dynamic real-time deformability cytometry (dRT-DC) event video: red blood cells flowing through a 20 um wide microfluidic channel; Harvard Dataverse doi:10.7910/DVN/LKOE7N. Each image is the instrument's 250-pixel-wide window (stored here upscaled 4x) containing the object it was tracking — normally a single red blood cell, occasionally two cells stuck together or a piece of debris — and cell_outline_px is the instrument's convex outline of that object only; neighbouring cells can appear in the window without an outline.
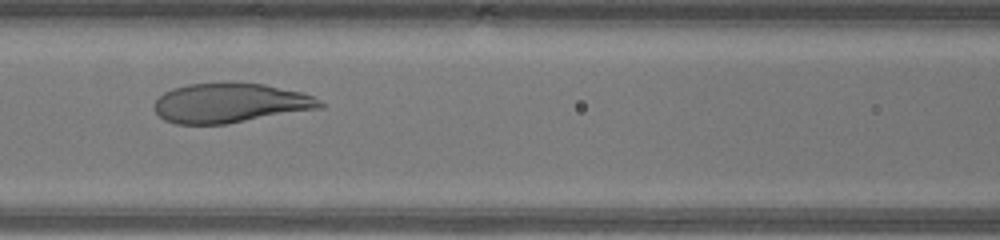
{"species": "human", "species_latin": "Homo sapiens", "temperature_condition": "warm", "stored_images_in_passage": 28, "camera_frame_rate_fps": 3000, "um_per_image_px": 0.085, "donor": {"sex": "male"}, "frame": {"image": 1, "passage_image": 10, "time_ms": 3.0, "image_size_px": [1000, 240], "cell_outline_px": [[324, 108], [224, 124], [176, 124], [164, 120], [152, 108], [152, 104], [164, 92], [172, 88], [188, 84], [264, 84], [300, 92], [312, 96], [320, 100], [324, 104]], "centroid_in_image_um": [19.55, 8.78], "position_along_channel_um": 147.1, "area_um2": 37.86}}
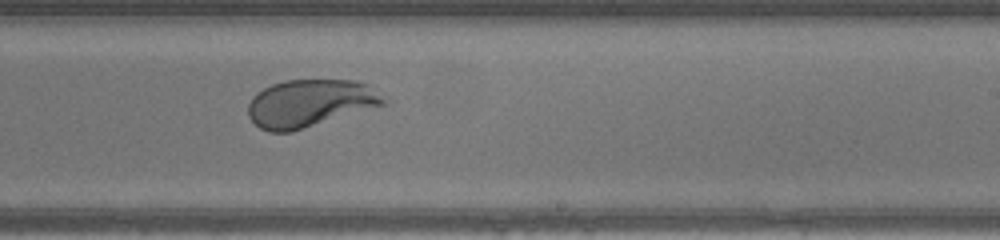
{"frame": {"image": 2, "passage_image": 18, "time_ms": 5.667, "image_size_px": [1000, 240], "cell_outline_px": [[392, 100], [388, 104], [292, 132], [268, 132], [260, 128], [248, 116], [248, 104], [252, 96], [256, 92], [272, 84], [284, 80], [356, 80], [364, 84]], "centroid_in_image_um": [26.37, 8.78], "position_along_channel_um": 262.6, "area_um2": 37.92}}
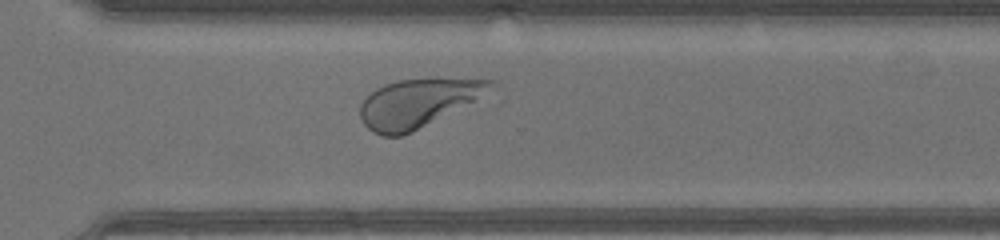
{"frame": {"image": 3, "passage_image": 23, "time_ms": 7.333, "image_size_px": [1000, 240], "cell_outline_px": [[496, 84], [472, 100], [412, 132], [400, 136], [384, 136], [372, 132], [364, 124], [360, 116], [360, 104], [376, 88], [384, 84], [400, 80], [496, 80]], "centroid_in_image_um": [35.38, 8.79], "position_along_channel_um": 335.2, "area_um2": 35.03}}